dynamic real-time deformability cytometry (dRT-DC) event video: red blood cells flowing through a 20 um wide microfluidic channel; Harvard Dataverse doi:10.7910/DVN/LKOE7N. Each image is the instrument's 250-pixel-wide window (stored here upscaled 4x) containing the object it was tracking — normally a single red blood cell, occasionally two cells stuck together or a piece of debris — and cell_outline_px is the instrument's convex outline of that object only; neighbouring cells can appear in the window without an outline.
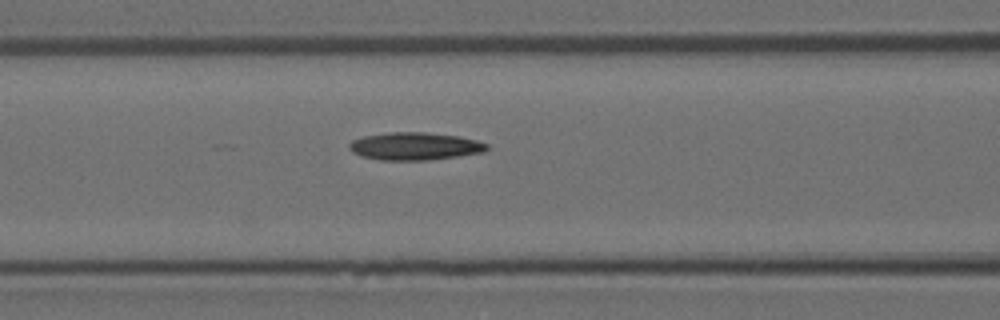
{"species": "Egyptian fruit bat (a non-hibernating species)", "species_latin": "Rousettus aegyptiacus", "temperature_condition": "room temperature", "stored_images_in_passage": 3, "camera_frame_rate_fps": 3000, "um_per_image_px": 0.085, "animal": {"sex": "female"}, "frame": {"image": 1, "passage_image": 3, "time_ms": 0.667, "image_size_px": [1000, 320], "cell_outline_px": [[488, 148], [484, 152], [460, 156], [428, 160], [380, 160], [360, 156], [352, 152], [348, 148], [348, 144], [352, 140], [364, 136], [388, 132], [424, 132], [456, 136], [476, 140], [488, 144]], "centroid_in_image_um": [35.23, 12.43], "position_along_channel_um": 131.4, "area_um2": 22.25}}